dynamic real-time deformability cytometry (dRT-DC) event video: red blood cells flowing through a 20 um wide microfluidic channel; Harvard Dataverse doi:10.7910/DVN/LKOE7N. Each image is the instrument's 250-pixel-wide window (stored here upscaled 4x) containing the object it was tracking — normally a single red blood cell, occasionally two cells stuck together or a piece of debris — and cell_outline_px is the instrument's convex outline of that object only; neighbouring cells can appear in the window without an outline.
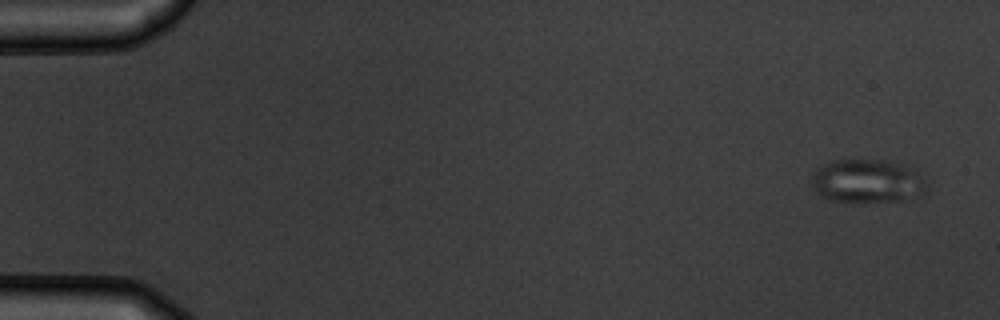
{"species": "common noctule bat (a hibernating species)", "species_latin": "Nyctalus noctula", "temperature_condition": "warm", "stored_images_in_passage": 9, "camera_frame_rate_fps": 3000, "um_per_image_px": 0.085, "animal": {"sex": "male", "body_mass_g": 19.5, "forearm_length_mm": 54.6}, "frame": {"image": 1, "passage_image": 1, "time_ms": 0.0, "image_size_px": [1000, 320], "cell_outline_px": [[920, 196], [900, 200], [860, 204], [832, 200], [820, 196], [816, 192], [812, 184], [812, 176], [816, 168], [832, 160], [880, 160], [896, 164], [916, 172], [920, 184]], "centroid_in_image_um": [73.54, 15.44], "position_along_channel_um": 11.5, "area_um2": 28.5}}
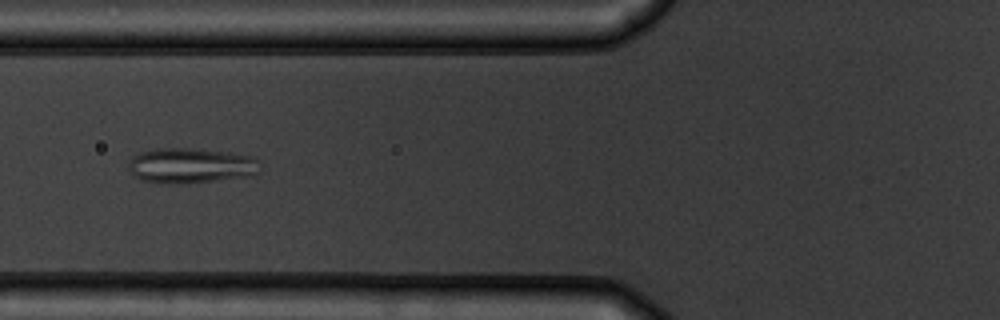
{"frame": {"image": 2, "passage_image": 6, "time_ms": 6.333, "image_size_px": [1000, 320], "cell_outline_px": [[260, 172], [256, 176], [188, 184], [160, 184], [140, 180], [132, 176], [128, 168], [128, 164], [132, 156], [140, 152], [160, 148], [188, 148], [228, 152], [252, 156], [256, 160]], "centroid_in_image_um": [16.2, 14.11], "position_along_channel_um": 109.6, "area_um2": 27.69}}
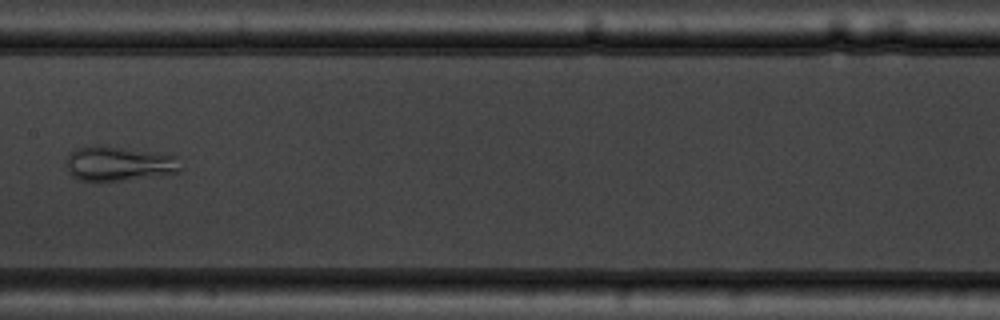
{"frame": {"image": 3, "passage_image": 8, "time_ms": 8.667, "image_size_px": [1000, 320], "cell_outline_px": [[180, 172], [124, 180], [80, 180], [72, 176], [68, 172], [64, 164], [64, 160], [68, 152], [76, 148], [96, 144], [100, 144], [176, 156], [180, 168]], "centroid_in_image_um": [9.98, 13.89], "position_along_channel_um": 197.4, "area_um2": 23.12}}